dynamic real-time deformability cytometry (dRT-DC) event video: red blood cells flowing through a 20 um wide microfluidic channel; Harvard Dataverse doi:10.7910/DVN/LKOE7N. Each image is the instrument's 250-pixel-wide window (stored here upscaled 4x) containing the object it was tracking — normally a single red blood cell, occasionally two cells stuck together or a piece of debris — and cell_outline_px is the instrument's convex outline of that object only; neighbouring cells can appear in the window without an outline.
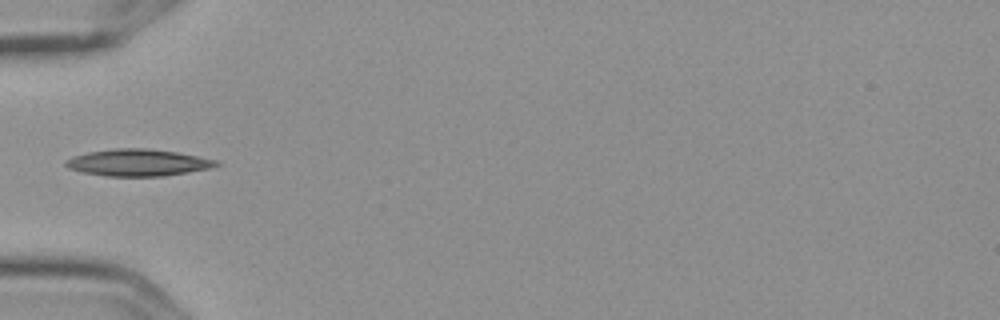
{"species": "Egyptian fruit bat (a non-hibernating species)", "species_latin": "Rousettus aegyptiacus", "temperature_condition": "cold", "stored_images_in_passage": 4, "camera_frame_rate_fps": 3000, "um_per_image_px": 0.085, "frame": {"image": 1, "passage_image": 4, "time_ms": 1.0, "image_size_px": [1000, 320], "cell_outline_px": [[220, 164], [212, 168], [164, 176], [104, 176], [80, 172], [68, 168], [64, 164], [64, 160], [72, 156], [88, 152], [112, 148], [148, 148], [176, 152], [216, 160]], "centroid_in_image_um": [11.67, 13.82], "position_along_channel_um": 73.3, "area_um2": 23.7}}